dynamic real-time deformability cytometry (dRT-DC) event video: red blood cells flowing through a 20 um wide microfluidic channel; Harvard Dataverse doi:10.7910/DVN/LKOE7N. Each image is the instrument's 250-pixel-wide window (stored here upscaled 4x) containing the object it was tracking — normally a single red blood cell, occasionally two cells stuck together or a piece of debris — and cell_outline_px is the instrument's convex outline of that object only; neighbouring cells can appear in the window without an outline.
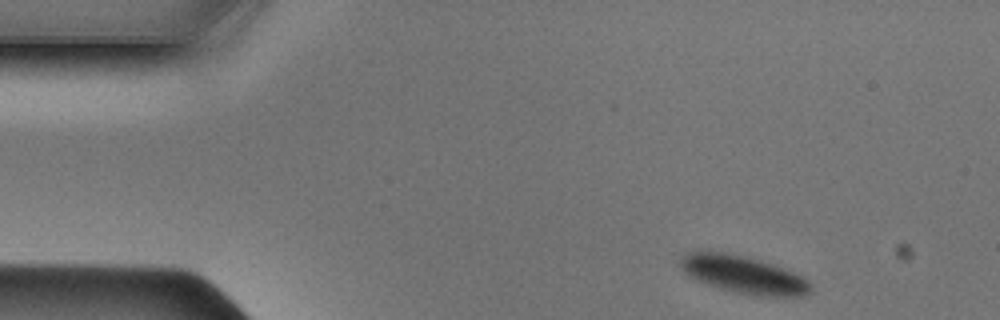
{"species": "Egyptian fruit bat (a non-hibernating species)", "species_latin": "Rousettus aegyptiacus", "temperature_condition": "cold", "stored_images_in_passage": 44, "camera_frame_rate_fps": 3000, "um_per_image_px": 0.085, "animal": {"sex": "male"}, "frame": {"image": 1, "passage_image": 1, "time_ms": 0.0, "image_size_px": [1000, 320], "cell_outline_px": [[812, 292], [804, 296], [752, 296], [720, 288], [696, 280], [684, 272], [680, 268], [680, 260], [684, 256], [692, 252], [720, 252], [740, 256], [772, 264], [784, 268], [808, 280], [812, 284]], "centroid_in_image_um": [63.24, 23.38], "position_along_channel_um": 21.8, "area_um2": 28.03}}
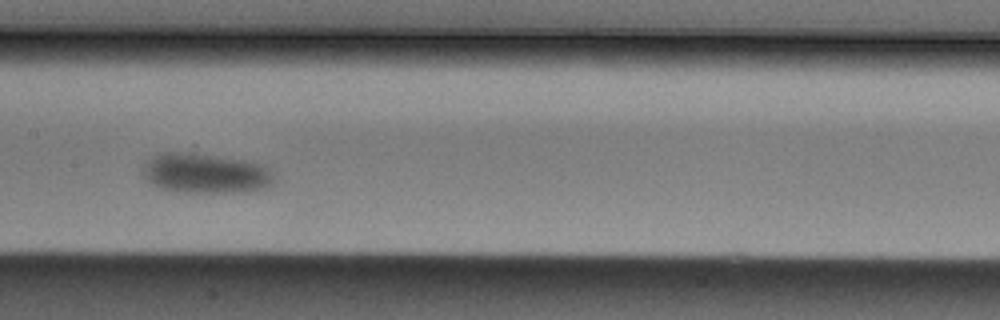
{"frame": {"image": 2, "passage_image": 19, "time_ms": 6.0, "image_size_px": [1000, 320], "cell_outline_px": [[276, 172], [272, 184], [264, 188], [248, 192], [184, 192], [160, 188], [148, 180], [140, 172], [144, 160], [160, 152], [188, 152], [244, 160], [264, 164]], "centroid_in_image_um": [17.47, 14.72], "position_along_channel_um": 189.9, "area_um2": 31.04}}
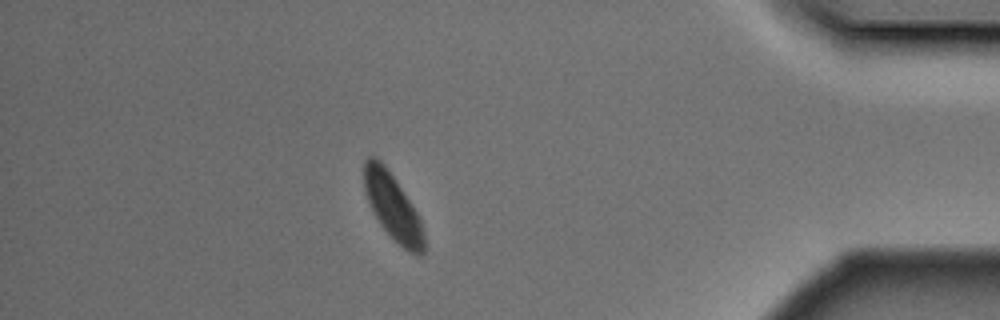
{"frame": {"image": 3, "passage_image": 38, "time_ms": 12.333, "image_size_px": [1000, 320], "cell_outline_px": [[424, 252], [420, 256], [404, 248], [380, 224], [364, 192], [364, 160], [368, 156], [376, 156], [384, 164], [416, 212], [420, 220], [424, 236]], "centroid_in_image_um": [33.35, 17.54], "position_along_channel_um": 401.8, "area_um2": 22.31}}